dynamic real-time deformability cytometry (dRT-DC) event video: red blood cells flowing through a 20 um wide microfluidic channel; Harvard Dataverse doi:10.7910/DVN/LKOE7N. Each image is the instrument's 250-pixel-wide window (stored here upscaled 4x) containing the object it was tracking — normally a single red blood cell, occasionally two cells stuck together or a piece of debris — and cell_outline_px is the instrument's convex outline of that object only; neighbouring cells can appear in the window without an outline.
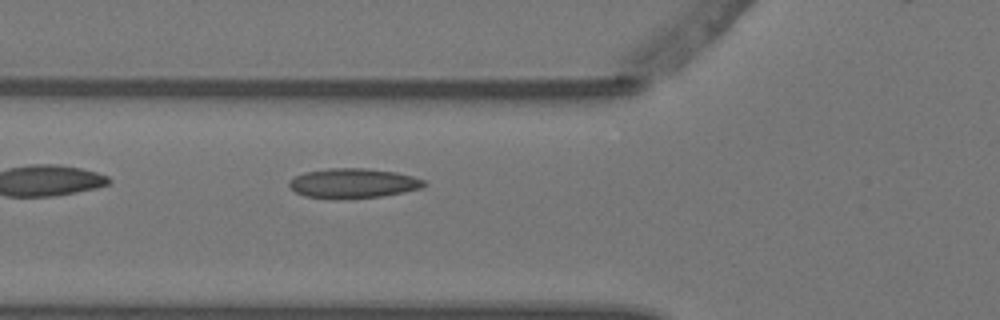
{"species": "Egyptian fruit bat (a non-hibernating species)", "species_latin": "Rousettus aegyptiacus", "temperature_condition": "warm", "stored_images_in_passage": 3, "camera_frame_rate_fps": 3000, "um_per_image_px": 0.085, "animal": {"sex": "female"}, "frame": {"image": 1, "passage_image": 3, "time_ms": 0.667, "image_size_px": [1000, 320], "cell_outline_px": [[428, 184], [424, 188], [404, 192], [380, 196], [332, 200], [304, 196], [296, 192], [288, 184], [288, 180], [304, 172], [328, 168], [368, 168], [396, 172], [412, 176], [424, 180]], "centroid_in_image_um": [30.02, 15.58], "position_along_channel_um": 95.8, "area_um2": 23.7}}